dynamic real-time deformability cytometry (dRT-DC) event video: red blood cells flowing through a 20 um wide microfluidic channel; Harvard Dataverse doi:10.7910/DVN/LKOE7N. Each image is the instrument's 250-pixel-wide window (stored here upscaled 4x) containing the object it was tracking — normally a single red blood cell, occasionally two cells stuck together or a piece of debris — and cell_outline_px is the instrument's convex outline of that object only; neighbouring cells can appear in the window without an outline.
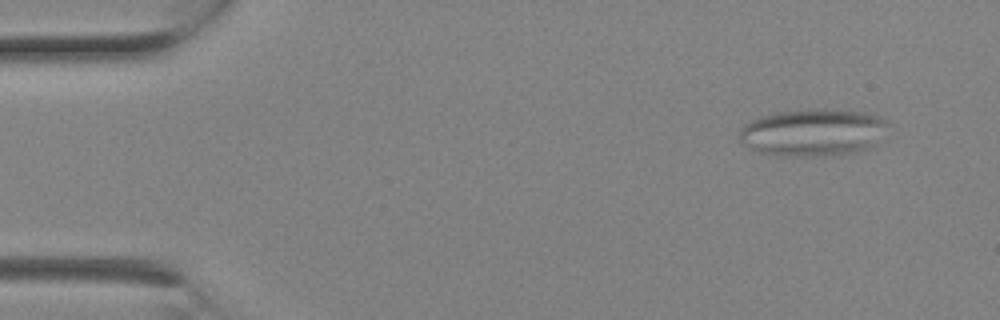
{"species": "Egyptian fruit bat (a non-hibernating species)", "species_latin": "Rousettus aegyptiacus", "temperature_condition": "room temperature", "stored_images_in_passage": 3, "segment_of_instrument_passage": [1, 2], "camera_frame_rate_fps": 3000, "um_per_image_px": 0.085, "animal": {"sex": "female"}, "frame": {"image": 1, "passage_image": 1, "time_ms": 0.0, "image_size_px": [1000, 320], "cell_outline_px": [[888, 124], [876, 144], [868, 148], [840, 156], [776, 156], [760, 152], [748, 148], [740, 140], [740, 128], [744, 124], [760, 116], [776, 112], [808, 108], [824, 108], [864, 112], [880, 116], [888, 120]], "centroid_in_image_um": [69.1, 11.25], "position_along_channel_um": 15.9, "area_um2": 41.67}}
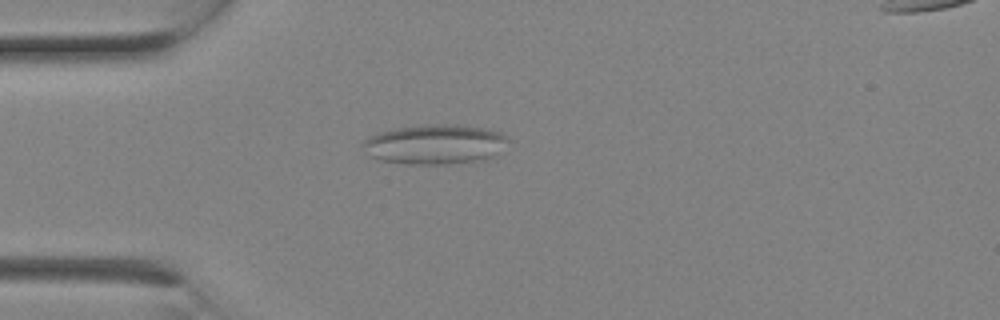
{"frame": {"image": 2, "passage_image": 2, "time_ms": 0.333, "image_size_px": [1000, 320], "cell_outline_px": [[508, 140], [500, 152], [492, 160], [448, 164], [408, 164], [380, 160], [368, 156], [360, 144], [368, 136], [376, 132], [396, 128], [424, 124], [452, 124], [488, 128], [500, 132], [508, 136]], "centroid_in_image_um": [36.98, 12.27], "position_along_channel_um": 48.0, "area_um2": 34.51}}